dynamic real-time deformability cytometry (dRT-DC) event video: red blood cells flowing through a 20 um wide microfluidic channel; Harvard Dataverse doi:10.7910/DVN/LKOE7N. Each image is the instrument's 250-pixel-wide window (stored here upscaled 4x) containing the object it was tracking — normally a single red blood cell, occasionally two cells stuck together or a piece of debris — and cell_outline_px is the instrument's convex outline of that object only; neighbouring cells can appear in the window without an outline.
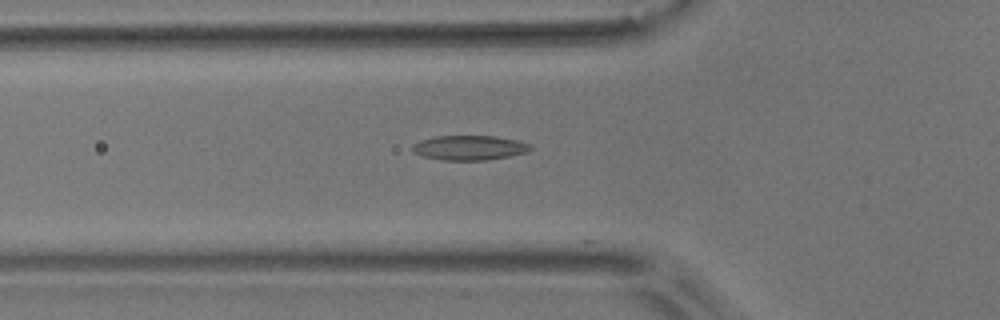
{"species": "common noctule bat (a hibernating species)", "species_latin": "Nyctalus noctula", "temperature_condition": "room temperature", "stored_images_in_passage": 6, "camera_frame_rate_fps": 3000, "um_per_image_px": 0.085, "animal": {"sex": "male", "body_mass_g": 17.9}, "frame": {"image": 1, "passage_image": 5, "time_ms": 4.667, "image_size_px": [1000, 320], "cell_outline_px": [[532, 148], [528, 152], [488, 160], [444, 160], [424, 156], [412, 152], [412, 144], [420, 140], [436, 136], [496, 136], [520, 140], [532, 144]], "centroid_in_image_um": [39.93, 12.55], "position_along_channel_um": 85.9, "area_um2": 17.11}}